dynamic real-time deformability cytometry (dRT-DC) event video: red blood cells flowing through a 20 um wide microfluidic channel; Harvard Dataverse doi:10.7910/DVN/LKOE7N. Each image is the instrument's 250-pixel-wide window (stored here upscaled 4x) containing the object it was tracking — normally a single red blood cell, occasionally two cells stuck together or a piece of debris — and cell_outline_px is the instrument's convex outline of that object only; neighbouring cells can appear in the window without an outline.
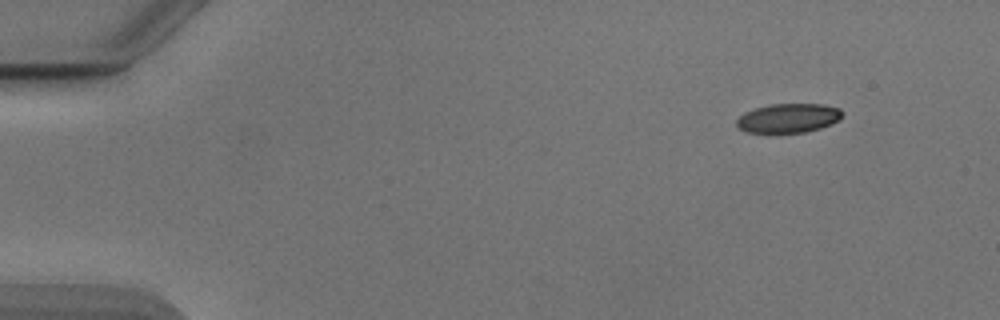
{"species": "Egyptian fruit bat (a non-hibernating species)", "species_latin": "Rousettus aegyptiacus", "temperature_condition": "cold", "stored_images_in_passage": 48, "camera_frame_rate_fps": 3000, "um_per_image_px": 0.085, "animal": {"sex": "male"}, "frame": {"image": 1, "passage_image": 1, "time_ms": 0.0, "image_size_px": [1000, 320], "cell_outline_px": [[844, 112], [836, 120], [820, 128], [804, 132], [748, 132], [740, 128], [736, 124], [736, 120], [744, 112], [768, 104], [824, 104], [840, 108]], "centroid_in_image_um": [67.0, 10.02], "position_along_channel_um": 18.0, "area_um2": 17.69}}
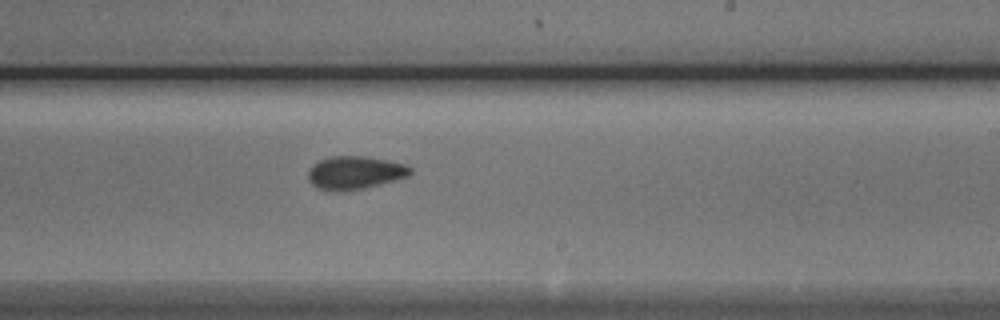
{"frame": {"image": 2, "passage_image": 28, "time_ms": 9.0, "image_size_px": [1000, 320], "cell_outline_px": [[412, 172], [408, 176], [364, 188], [332, 192], [316, 188], [308, 180], [308, 172], [312, 164], [328, 156], [368, 156], [404, 164], [412, 168]], "centroid_in_image_um": [30.12, 14.67], "position_along_channel_um": 258.9, "area_um2": 19.77}}
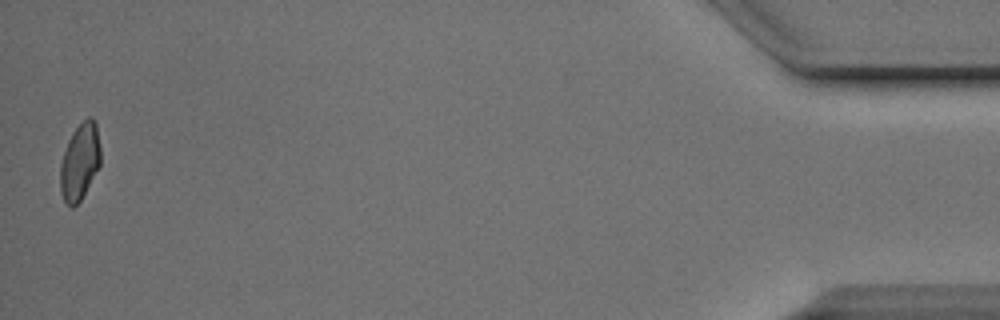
{"frame": {"image": 3, "passage_image": 48, "time_ms": 15.667, "image_size_px": [1000, 320], "cell_outline_px": [[100, 164], [80, 200], [72, 208], [64, 200], [60, 192], [60, 164], [68, 140], [72, 132], [88, 116], [92, 116], [96, 124], [100, 148]], "centroid_in_image_um": [6.77, 13.72], "position_along_channel_um": 428.4, "area_um2": 17.74}, "authors_computed_cell_mechanics": {"area_um2": 19.1318, "velocity_mm_per_s": 3.8921, "shape_relaxation_time_tau1_ms": 5.56, "shape_relaxation_time_tau2_ms": 3.1142, "deformation_change_tau1": 0.1308, "deformation_change_tau2": 0.094}}